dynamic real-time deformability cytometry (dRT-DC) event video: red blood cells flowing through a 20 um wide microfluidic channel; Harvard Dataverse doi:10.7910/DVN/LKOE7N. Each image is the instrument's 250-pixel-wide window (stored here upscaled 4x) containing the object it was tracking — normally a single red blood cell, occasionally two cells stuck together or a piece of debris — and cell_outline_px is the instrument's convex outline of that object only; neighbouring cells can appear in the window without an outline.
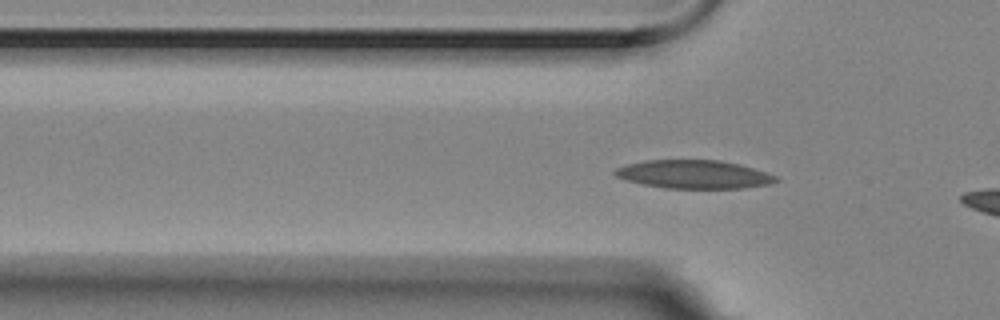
{"species": "Egyptian fruit bat (a non-hibernating species)", "species_latin": "Rousettus aegyptiacus", "temperature_condition": "room temperature", "stored_images_in_passage": 7, "segment_of_instrument_passage": [2, 2], "camera_frame_rate_fps": 3000, "um_per_image_px": 0.085, "animal": {"sex": "female"}, "frame": {"image": 1, "passage_image": 7, "time_ms": 2.0, "image_size_px": [1000, 320], "cell_outline_px": [[780, 180], [768, 184], [744, 188], [664, 188], [644, 184], [628, 180], [616, 176], [612, 172], [616, 168], [628, 164], [644, 160], [720, 160], [740, 164], [776, 176]], "centroid_in_image_um": [58.98, 14.81], "position_along_channel_um": 66.8, "area_um2": 26.41}}